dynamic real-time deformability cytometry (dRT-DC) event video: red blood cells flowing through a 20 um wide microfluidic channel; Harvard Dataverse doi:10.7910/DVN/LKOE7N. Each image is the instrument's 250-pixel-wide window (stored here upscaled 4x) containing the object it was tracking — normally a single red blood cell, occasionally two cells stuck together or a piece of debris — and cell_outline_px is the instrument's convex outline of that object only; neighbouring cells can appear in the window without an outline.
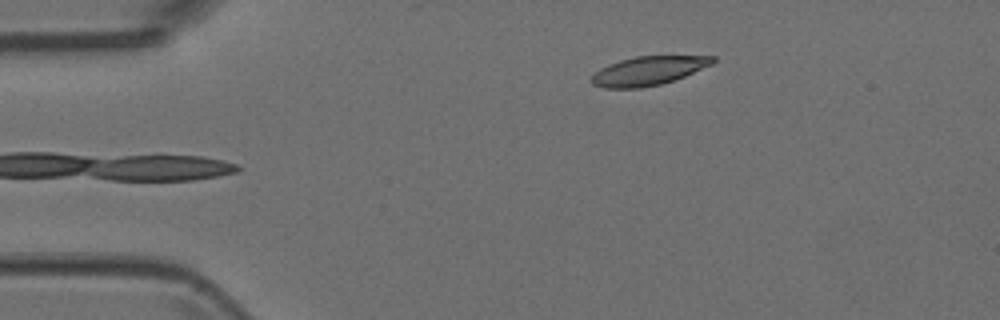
{"species": "Egyptian fruit bat (a non-hibernating species)", "species_latin": "Rousettus aegyptiacus", "temperature_condition": "room temperature", "stored_images_in_passage": 4, "camera_frame_rate_fps": 3000, "um_per_image_px": 0.085, "animal": {"sex": "female"}, "frame": {"image": 1, "passage_image": 4, "time_ms": 1.0, "image_size_px": [1000, 320], "cell_outline_px": [[716, 60], [712, 64], [684, 76], [660, 84], [640, 88], [604, 88], [592, 84], [588, 80], [600, 68], [608, 64], [620, 60], [636, 56], [716, 56]], "centroid_in_image_um": [55.07, 6.02], "position_along_channel_um": 29.9, "area_um2": 20.29}}